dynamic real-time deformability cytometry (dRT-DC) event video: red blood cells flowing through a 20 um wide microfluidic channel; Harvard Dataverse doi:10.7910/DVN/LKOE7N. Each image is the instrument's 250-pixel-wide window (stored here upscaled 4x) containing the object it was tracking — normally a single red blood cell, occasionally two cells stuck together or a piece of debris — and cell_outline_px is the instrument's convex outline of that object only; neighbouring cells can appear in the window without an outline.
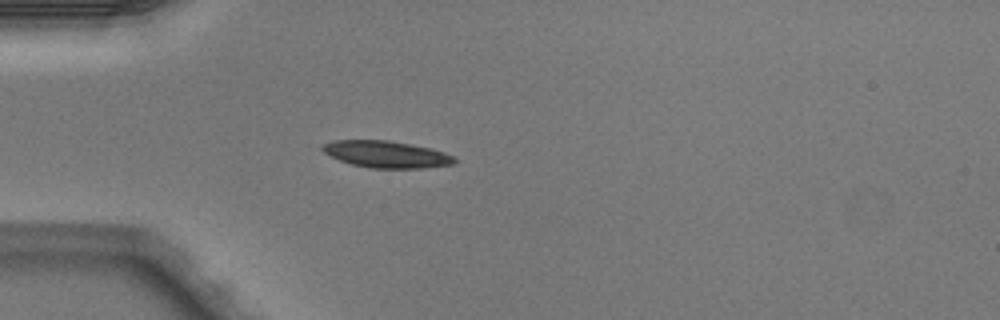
{"species": "Egyptian fruit bat (a non-hibernating species)", "species_latin": "Rousettus aegyptiacus", "temperature_condition": "warm", "stored_images_in_passage": 2, "camera_frame_rate_fps": 3000, "um_per_image_px": 0.085, "animal": {"sex": "male"}, "frame": {"image": 1, "passage_image": 2, "time_ms": 0.333, "image_size_px": [1000, 320], "cell_outline_px": [[456, 160], [452, 164], [420, 168], [372, 168], [352, 164], [340, 160], [324, 152], [320, 148], [324, 144], [336, 140], [388, 140], [432, 148], [444, 152], [452, 156]], "centroid_in_image_um": [32.84, 13.11], "position_along_channel_um": 52.2, "area_um2": 20.35}}